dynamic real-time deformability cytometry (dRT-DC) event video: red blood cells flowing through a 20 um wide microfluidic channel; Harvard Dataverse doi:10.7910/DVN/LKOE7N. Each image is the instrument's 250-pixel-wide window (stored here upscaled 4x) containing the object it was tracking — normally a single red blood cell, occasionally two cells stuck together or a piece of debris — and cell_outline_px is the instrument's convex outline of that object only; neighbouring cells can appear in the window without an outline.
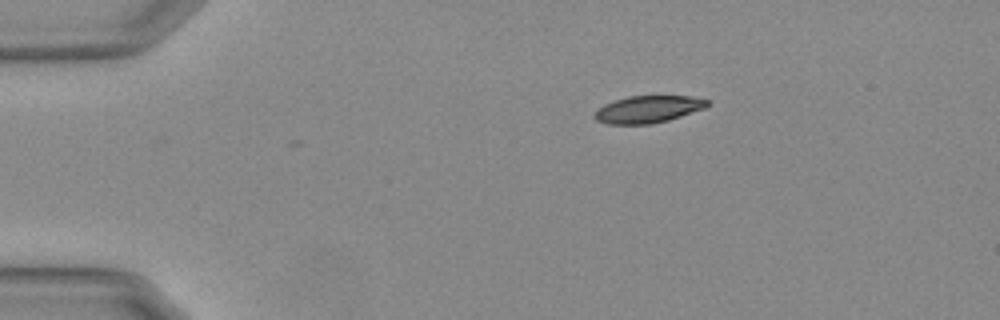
{"species": "Egyptian fruit bat (a non-hibernating species)", "species_latin": "Rousettus aegyptiacus", "temperature_condition": "warm", "stored_images_in_passage": 40, "camera_frame_rate_fps": 3000, "um_per_image_px": 0.085, "animal": {"sex": "female"}, "frame": {"image": 1, "passage_image": 1, "time_ms": 0.0, "image_size_px": [1000, 320], "cell_outline_px": [[708, 104], [704, 108], [668, 120], [652, 124], [608, 124], [596, 120], [592, 116], [596, 108], [604, 104], [628, 96], [692, 96], [708, 100]], "centroid_in_image_um": [55.02, 9.29], "position_along_channel_um": 30.0, "area_um2": 17.8}}
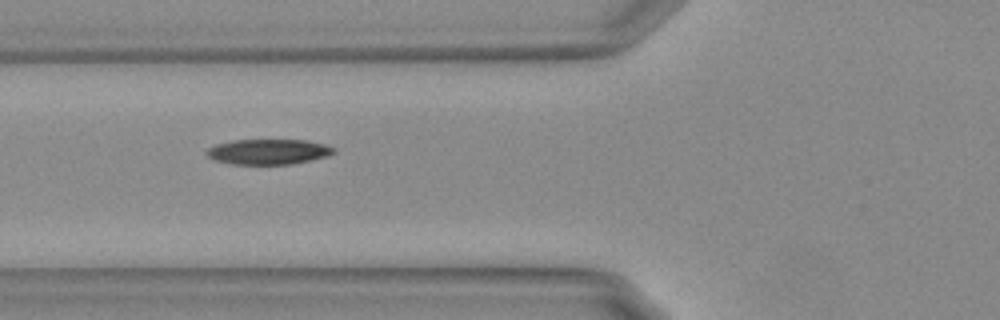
{"frame": {"image": 2, "passage_image": 12, "time_ms": 3.667, "image_size_px": [1000, 320], "cell_outline_px": [[336, 152], [328, 156], [312, 160], [292, 164], [232, 164], [216, 160], [208, 156], [204, 152], [208, 148], [216, 144], [232, 140], [308, 140], [324, 144], [336, 148]], "centroid_in_image_um": [22.84, 12.89], "position_along_channel_um": 103.0, "area_um2": 18.84}}
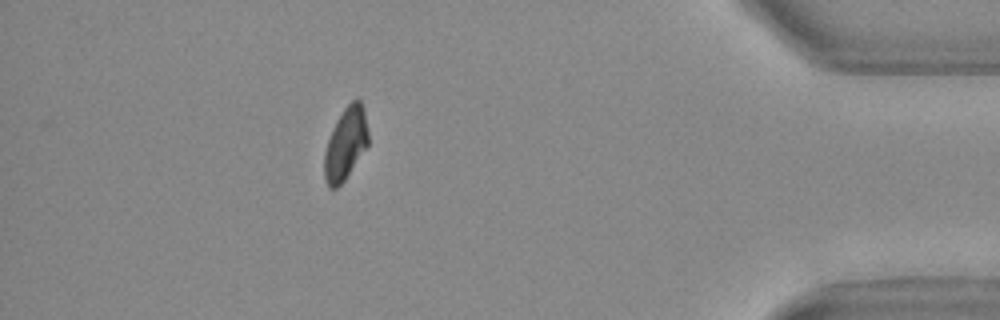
{"frame": {"image": 3, "passage_image": 40, "time_ms": 13.0, "image_size_px": [1000, 320], "cell_outline_px": [[368, 144], [344, 180], [336, 188], [328, 188], [324, 176], [324, 152], [332, 128], [336, 120], [344, 108], [352, 100], [360, 100], [364, 108], [368, 132]], "centroid_in_image_um": [29.36, 12.2], "position_along_channel_um": 405.8, "area_um2": 18.32}, "authors_computed_cell_mechanics": {"area_um2": 19.2474, "velocity_mm_per_s": 3.7309, "shape_relaxation_time_tau1_ms": 7.1735, "shape_relaxation_time_tau2_ms": null, "deformation_change_tau1": 0.1974, "deformation_change_tau2": null}}